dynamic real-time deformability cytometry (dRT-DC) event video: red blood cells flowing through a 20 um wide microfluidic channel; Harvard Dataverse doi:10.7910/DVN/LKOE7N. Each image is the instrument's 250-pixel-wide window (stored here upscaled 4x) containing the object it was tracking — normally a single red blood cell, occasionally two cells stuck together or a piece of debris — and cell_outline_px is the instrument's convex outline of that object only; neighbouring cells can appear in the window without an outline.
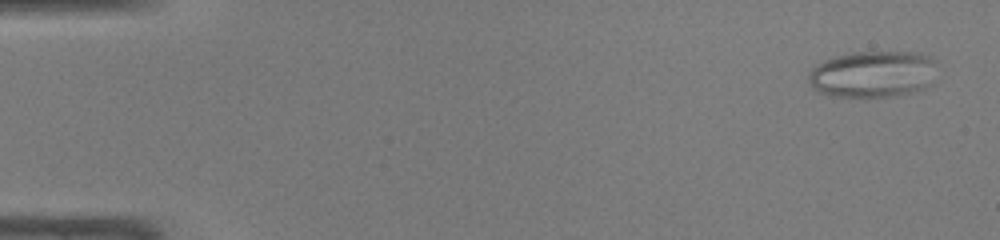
{"species": "common noctule bat (a hibernating species)", "species_latin": "Nyctalus noctula", "temperature_condition": "warm", "stored_images_in_passage": 48, "camera_frame_rate_fps": 3000, "um_per_image_px": 0.085, "animal": {"sex": "male", "body_mass_g": 19.0, "forearm_length_mm": 50.8}, "frame": {"image": 1, "passage_image": 3, "time_ms": 0.667, "image_size_px": [1000, 240], "cell_outline_px": [[932, 60], [928, 84], [924, 88], [892, 96], [832, 96], [820, 92], [812, 88], [808, 80], [808, 76], [812, 68], [816, 64], [824, 60], [852, 52], [912, 52], [932, 56]], "centroid_in_image_um": [74.07, 6.29], "position_along_channel_um": 10.9, "area_um2": 33.99}}
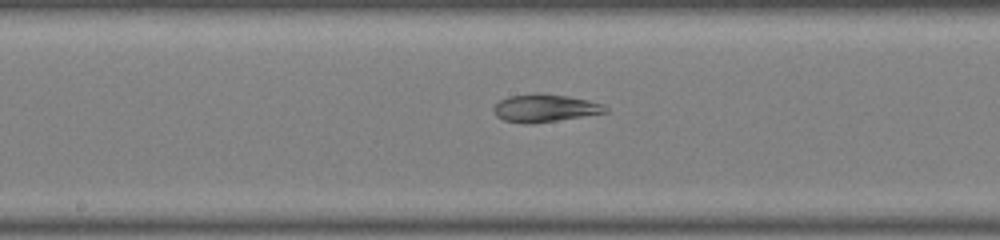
{"frame": {"image": 2, "passage_image": 26, "time_ms": 8.333, "image_size_px": [1000, 240], "cell_outline_px": [[608, 112], [532, 124], [524, 124], [504, 120], [496, 116], [492, 108], [500, 100], [508, 96], [536, 92], [540, 92], [568, 96], [588, 100], [604, 104], [608, 108]], "centroid_in_image_um": [46.3, 9.17], "position_along_channel_um": 201.9, "area_um2": 18.26}}
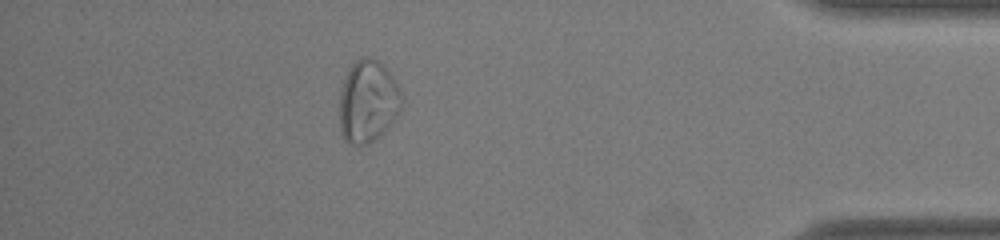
{"frame": {"image": 3, "passage_image": 43, "time_ms": 14.0, "image_size_px": [1000, 240], "cell_outline_px": [[404, 100], [400, 112], [396, 120], [384, 132], [368, 144], [352, 144], [340, 132], [340, 88], [352, 64], [360, 56], [368, 56], [384, 64], [392, 76], [404, 96]], "centroid_in_image_um": [31.32, 8.6], "position_along_channel_um": 403.9, "area_um2": 30.17}}